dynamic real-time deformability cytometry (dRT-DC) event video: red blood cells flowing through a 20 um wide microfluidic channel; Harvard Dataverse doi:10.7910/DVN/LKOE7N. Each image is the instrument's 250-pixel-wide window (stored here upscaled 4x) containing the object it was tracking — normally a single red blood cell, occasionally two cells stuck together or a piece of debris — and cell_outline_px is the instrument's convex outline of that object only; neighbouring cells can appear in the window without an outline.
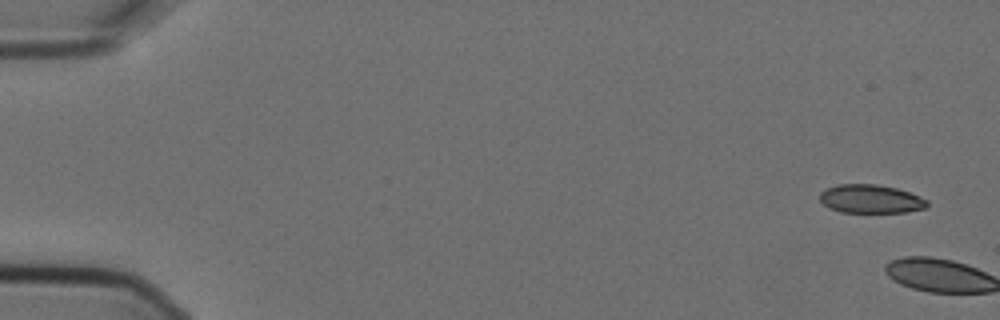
{"species": "Egyptian fruit bat (a non-hibernating species)", "species_latin": "Rousettus aegyptiacus", "temperature_condition": "cold", "stored_images_in_passage": 6, "camera_frame_rate_fps": 3000, "um_per_image_px": 0.085, "animal": {"sex": "female"}, "frame": {"image": 1, "passage_image": 1, "time_ms": 0.0, "image_size_px": [1000, 320], "cell_outline_px": [[928, 204], [924, 208], [908, 212], [840, 212], [828, 208], [820, 200], [820, 192], [828, 188], [840, 184], [876, 184], [896, 188], [920, 196], [928, 200]], "centroid_in_image_um": [74.01, 16.91], "position_along_channel_um": 11.0, "area_um2": 17.8}}